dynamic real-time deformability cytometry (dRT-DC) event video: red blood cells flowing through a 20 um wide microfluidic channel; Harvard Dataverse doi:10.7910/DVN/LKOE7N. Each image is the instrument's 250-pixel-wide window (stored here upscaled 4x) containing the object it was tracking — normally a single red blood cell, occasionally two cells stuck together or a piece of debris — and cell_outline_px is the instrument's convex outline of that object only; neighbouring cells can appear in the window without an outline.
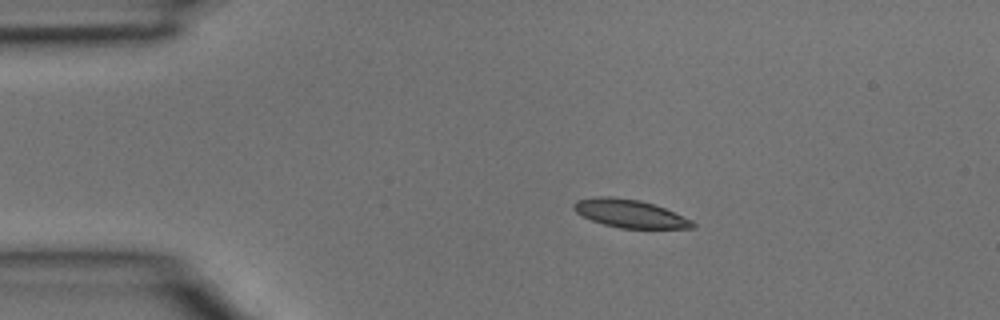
{"species": "common noctule bat (a hibernating species)", "species_latin": "Nyctalus noctula", "temperature_condition": "room temperature", "stored_images_in_passage": 2, "camera_frame_rate_fps": 3000, "um_per_image_px": 0.085, "animal": {"sex": "male", "body_mass_g": 15.6}, "frame": {"image": 1, "passage_image": 1, "time_ms": 0.0, "image_size_px": [1000, 320], "cell_outline_px": [[696, 228], [620, 228], [604, 224], [592, 220], [576, 212], [572, 208], [572, 204], [576, 200], [600, 196], [612, 196], [640, 200], [664, 208], [692, 220], [696, 224]], "centroid_in_image_um": [53.52, 18.15], "position_along_channel_um": 31.5, "area_um2": 19.31}}